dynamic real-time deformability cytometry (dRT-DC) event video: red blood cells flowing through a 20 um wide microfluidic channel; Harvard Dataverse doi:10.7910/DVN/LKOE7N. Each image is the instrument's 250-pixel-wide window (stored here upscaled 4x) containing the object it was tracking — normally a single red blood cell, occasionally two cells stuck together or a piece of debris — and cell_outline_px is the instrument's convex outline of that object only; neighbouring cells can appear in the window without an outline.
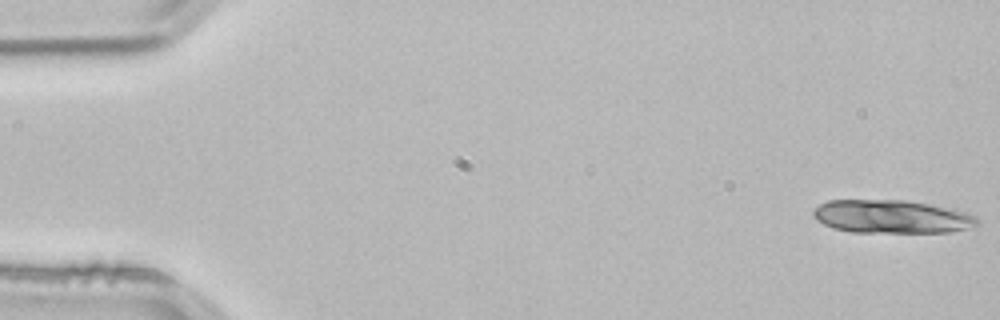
{"species": "common noctule bat (a hibernating species)", "species_latin": "Nyctalus noctula", "temperature_condition": "room temperature", "stored_images_in_passage": 14, "camera_frame_rate_fps": 3000, "um_per_image_px": 0.085, "animal": {"sex": "male", "body_mass_g": 21.5, "forearm_length_mm": 52.0}, "frame": {"image": 1, "passage_image": 1, "time_ms": 0.0, "image_size_px": [1000, 320], "cell_outline_px": [[980, 224], [952, 232], [852, 232], [832, 228], [816, 220], [812, 216], [812, 212], [820, 204], [828, 200], [904, 200], [952, 208], [968, 212], [976, 216]], "centroid_in_image_um": [75.8, 18.41], "position_along_channel_um": 9.2, "area_um2": 31.91}}